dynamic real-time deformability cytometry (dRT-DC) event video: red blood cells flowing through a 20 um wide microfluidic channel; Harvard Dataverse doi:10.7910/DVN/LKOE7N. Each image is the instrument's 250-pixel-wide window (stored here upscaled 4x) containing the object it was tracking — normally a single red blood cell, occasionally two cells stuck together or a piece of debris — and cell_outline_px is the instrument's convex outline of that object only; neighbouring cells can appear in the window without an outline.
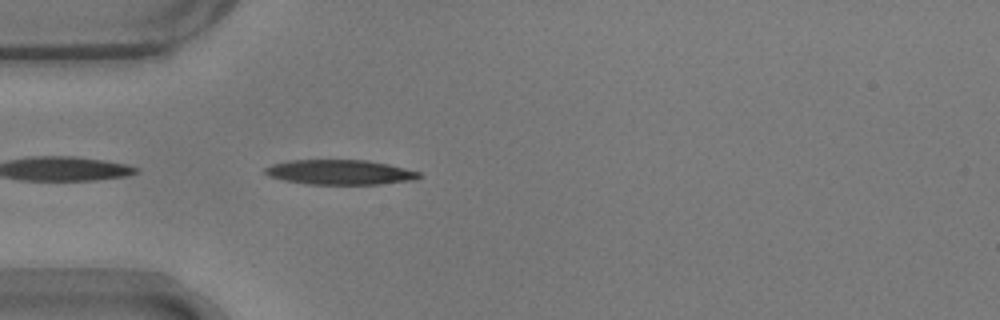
{"species": "common noctule bat (a hibernating species)", "species_latin": "Nyctalus noctula", "temperature_condition": "warm", "stored_images_in_passage": 32, "camera_frame_rate_fps": 3000, "um_per_image_px": 0.085, "animal": {"sex": "male", "body_mass_g": 17.9}, "frame": {"image": 1, "passage_image": 1, "time_ms": 0.0, "image_size_px": [1000, 320], "cell_outline_px": [[420, 176], [412, 180], [380, 184], [308, 184], [284, 180], [268, 176], [264, 172], [264, 168], [272, 164], [288, 160], [368, 160], [388, 164], [420, 172]], "centroid_in_image_um": [28.85, 14.63], "position_along_channel_um": 56.2, "area_um2": 22.2}}
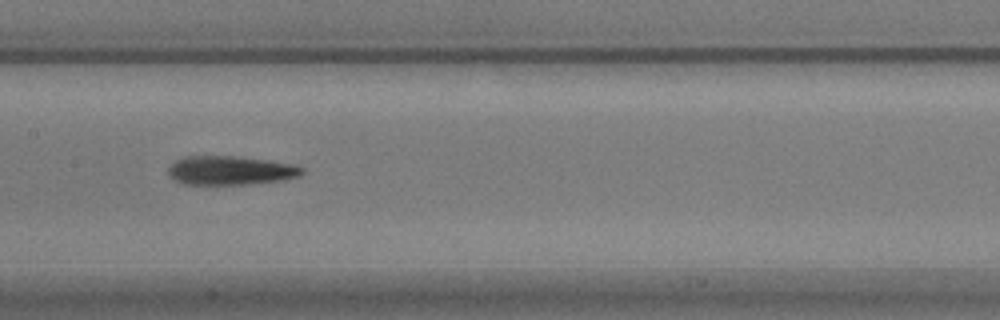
{"frame": {"image": 2, "passage_image": 12, "time_ms": 3.667, "image_size_px": [1000, 320], "cell_outline_px": [[304, 172], [300, 176], [280, 180], [252, 184], [184, 184], [168, 176], [168, 168], [176, 160], [184, 156], [236, 156], [268, 160], [292, 164], [304, 168]], "centroid_in_image_um": [19.58, 14.48], "position_along_channel_um": 187.8, "area_um2": 22.54}}
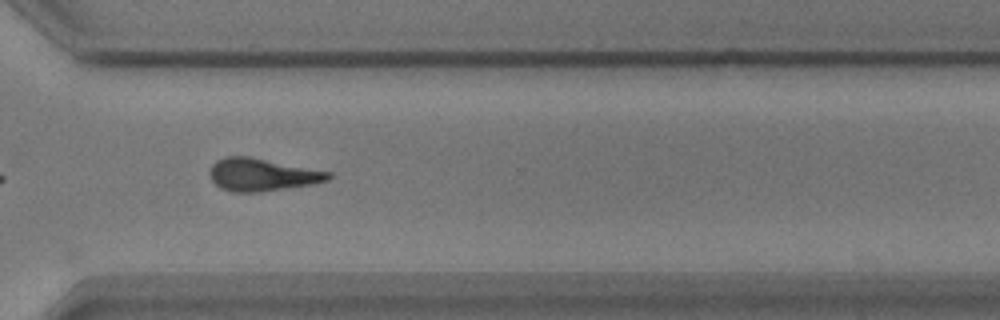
{"frame": {"image": 3, "passage_image": 25, "time_ms": 8.0, "image_size_px": [1000, 320], "cell_outline_px": [[332, 176], [328, 180], [312, 184], [260, 192], [232, 192], [220, 188], [212, 180], [208, 172], [212, 164], [216, 160], [224, 156], [248, 156], [332, 172]], "centroid_in_image_um": [22.25, 14.84], "position_along_channel_um": 348.4, "area_um2": 22.6}, "authors_computed_cell_mechanics": {"area_um2": 22.6865, "velocity_mm_per_s": 3.7157, "shape_relaxation_time_tau1_ms": 4.6662, "shape_relaxation_time_tau2_ms": 6.9246, "deformation_change_tau1": 0.1825, "deformation_change_tau2": 0.2019}}